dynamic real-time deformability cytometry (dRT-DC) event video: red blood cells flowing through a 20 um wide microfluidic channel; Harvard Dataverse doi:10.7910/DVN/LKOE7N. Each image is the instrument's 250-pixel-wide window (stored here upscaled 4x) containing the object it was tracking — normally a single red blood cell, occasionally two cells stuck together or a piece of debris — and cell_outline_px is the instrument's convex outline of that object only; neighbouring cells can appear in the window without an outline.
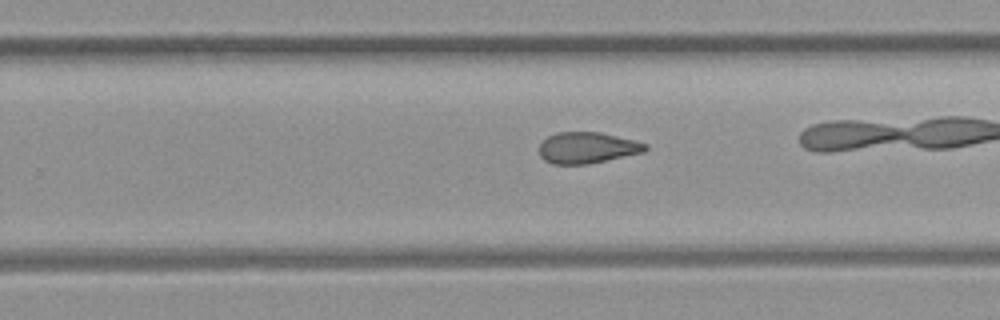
{"species": "common noctule bat (a hibernating species)", "species_latin": "Nyctalus noctula", "temperature_condition": "room temperature", "stored_images_in_passage": 24, "camera_frame_rate_fps": 3000, "um_per_image_px": 0.085, "animal": {"sex": "female", "body_mass_g": 21.9}, "frame": {"image": 1, "passage_image": 17, "time_ms": 5.333, "image_size_px": [1000, 320], "cell_outline_px": [[648, 148], [644, 152], [588, 164], [552, 164], [544, 160], [540, 156], [540, 144], [548, 136], [556, 132], [600, 132], [648, 144]], "centroid_in_image_um": [49.9, 12.56], "position_along_channel_um": 279.9, "area_um2": 19.19}}